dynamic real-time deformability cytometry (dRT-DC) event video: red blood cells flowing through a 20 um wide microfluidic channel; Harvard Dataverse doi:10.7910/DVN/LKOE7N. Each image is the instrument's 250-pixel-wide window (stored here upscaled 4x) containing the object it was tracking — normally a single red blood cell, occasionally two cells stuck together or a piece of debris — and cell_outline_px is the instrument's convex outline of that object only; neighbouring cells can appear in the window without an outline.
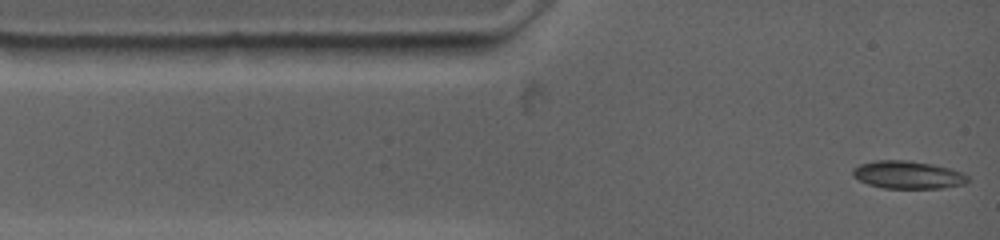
{"species": "common noctule bat (a hibernating species)", "species_latin": "Nyctalus noctula", "temperature_condition": "warm", "stored_images_in_passage": 31, "camera_frame_rate_fps": 4500, "um_per_image_px": 0.085, "animal": {"sex": "female", "body_mass_g": 19.0, "forearm_length_mm": 53.3}, "frame": {"image": 1, "passage_image": 1, "time_ms": 0.0, "image_size_px": [1000, 240], "cell_outline_px": [[968, 180], [964, 184], [940, 188], [884, 188], [868, 184], [860, 180], [852, 172], [860, 164], [872, 160], [908, 160], [932, 164], [952, 168], [964, 172], [968, 176]], "centroid_in_image_um": [77.22, 14.85], "position_along_channel_um": 7.8, "area_um2": 18.55}}
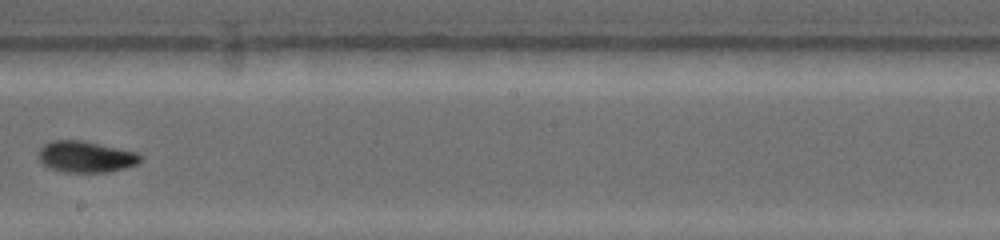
{"frame": {"image": 2, "passage_image": 14, "time_ms": 7.333, "image_size_px": [1000, 240], "cell_outline_px": [[144, 156], [136, 164], [124, 168], [108, 172], [64, 172], [48, 168], [36, 156], [36, 152], [44, 144], [52, 140], [80, 140], [140, 152]], "centroid_in_image_um": [7.28, 13.32], "position_along_channel_um": 240.9, "area_um2": 18.84}}
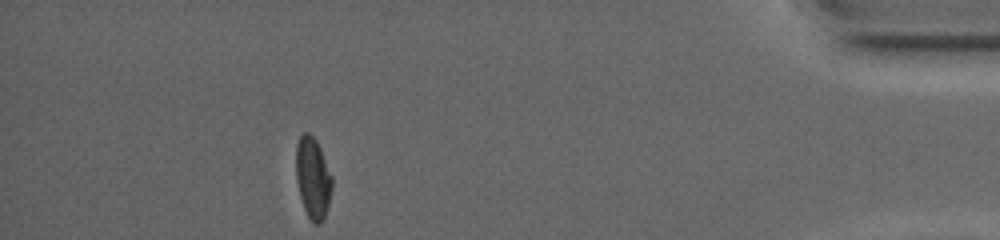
{"frame": {"image": 3, "passage_image": 31, "time_ms": 13.778, "image_size_px": [1000, 240], "cell_outline_px": [[332, 188], [328, 204], [324, 216], [320, 224], [312, 224], [304, 208], [300, 196], [296, 180], [296, 144], [300, 136], [304, 132], [308, 132], [316, 140], [320, 148], [332, 176]], "centroid_in_image_um": [26.58, 15.12], "position_along_channel_um": 408.6, "area_um2": 16.99}, "authors_computed_cell_mechanics": {"area_um2": 17.918, "velocity_mm_per_s": 3.7105, "shape_relaxation_time_tau1_ms": 6.0166, "shape_relaxation_time_tau2_ms": 2.9672, "deformation_change_tau1": 0.1476, "deformation_change_tau2": 0.0408}}